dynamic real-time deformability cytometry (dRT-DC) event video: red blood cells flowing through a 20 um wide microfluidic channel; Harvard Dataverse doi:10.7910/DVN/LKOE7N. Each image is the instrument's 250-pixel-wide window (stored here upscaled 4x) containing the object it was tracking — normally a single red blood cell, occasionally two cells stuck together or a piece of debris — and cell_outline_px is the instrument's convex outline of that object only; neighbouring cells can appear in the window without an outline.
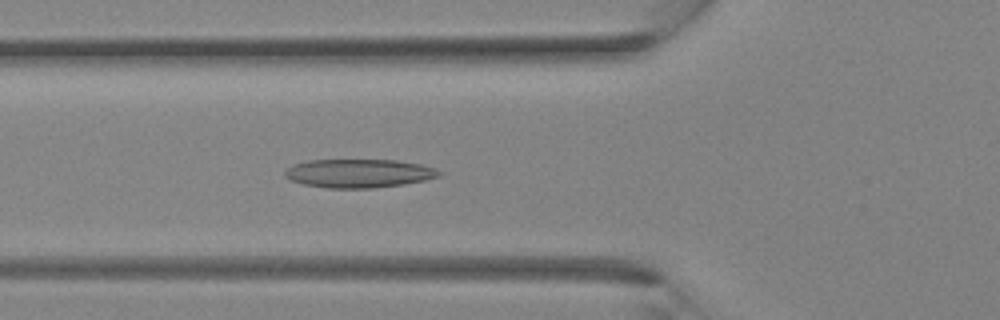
{"species": "Egyptian fruit bat (a non-hibernating species)", "species_latin": "Rousettus aegyptiacus", "temperature_condition": "room temperature", "stored_images_in_passage": 27, "camera_frame_rate_fps": 3000, "um_per_image_px": 0.085, "animal": {"sex": "female"}, "frame": {"image": 1, "passage_image": 4, "time_ms": 1.0, "image_size_px": [1000, 320], "cell_outline_px": [[440, 176], [424, 180], [404, 184], [372, 188], [328, 188], [304, 184], [288, 180], [284, 176], [284, 172], [292, 164], [308, 160], [396, 160], [420, 164], [432, 168], [440, 172]], "centroid_in_image_um": [30.44, 14.73], "position_along_channel_um": 95.4, "area_um2": 25.61}}
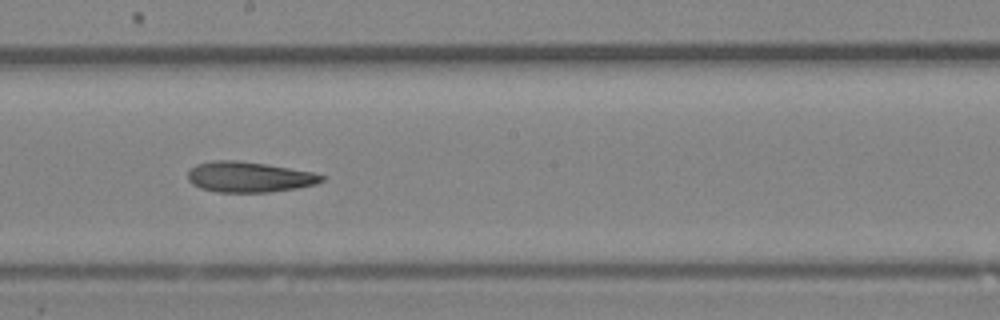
{"frame": {"image": 2, "passage_image": 11, "time_ms": 3.333, "image_size_px": [1000, 320], "cell_outline_px": [[324, 180], [316, 184], [296, 188], [268, 192], [216, 192], [200, 188], [192, 184], [188, 180], [188, 172], [196, 164], [212, 160], [236, 160], [264, 164], [312, 172], [324, 176]], "centroid_in_image_um": [21.13, 15.04], "position_along_channel_um": 227.1, "area_um2": 23.64}}
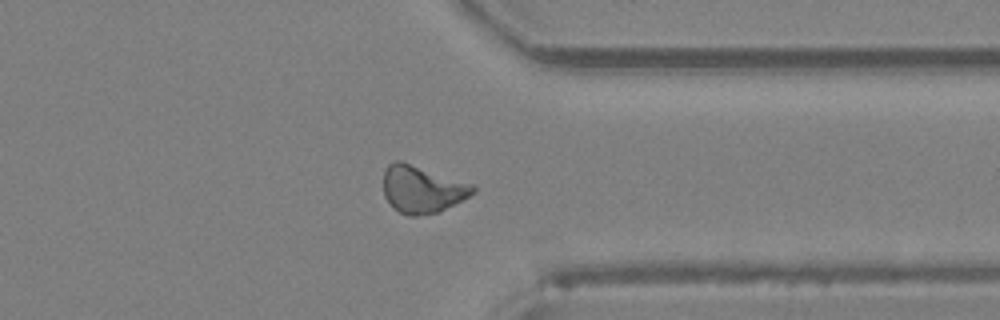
{"frame": {"image": 3, "passage_image": 19, "time_ms": 6.0, "image_size_px": [1000, 320], "cell_outline_px": [[476, 192], [436, 212], [416, 216], [408, 216], [400, 212], [384, 196], [384, 168], [392, 160], [400, 160], [472, 184], [476, 188]], "centroid_in_image_um": [35.84, 16.06], "position_along_channel_um": 375.6, "area_um2": 24.16}}